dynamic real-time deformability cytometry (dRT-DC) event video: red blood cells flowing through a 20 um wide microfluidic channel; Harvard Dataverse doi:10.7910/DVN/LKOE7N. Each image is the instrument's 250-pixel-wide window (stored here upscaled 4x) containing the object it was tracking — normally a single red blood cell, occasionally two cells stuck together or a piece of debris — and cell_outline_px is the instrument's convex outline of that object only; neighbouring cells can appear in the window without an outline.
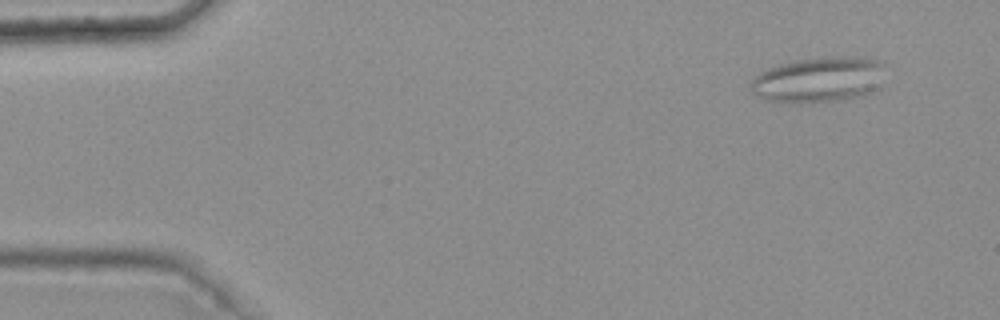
{"species": "common noctule bat (a hibernating species)", "species_latin": "Nyctalus noctula", "temperature_condition": "warm", "stored_images_in_passage": 5, "camera_frame_rate_fps": 3000, "um_per_image_px": 0.085, "animal": {"sex": "female", "body_mass_g": 25.1}, "frame": {"image": 1, "passage_image": 2, "time_ms": 0.333, "image_size_px": [1000, 320], "cell_outline_px": [[884, 64], [880, 88], [864, 96], [836, 100], [764, 100], [756, 96], [752, 92], [748, 84], [752, 76], [768, 68], [792, 60], [824, 56], [864, 56], [884, 60]], "centroid_in_image_um": [69.64, 6.7], "position_along_channel_um": 15.4, "area_um2": 35.89}}